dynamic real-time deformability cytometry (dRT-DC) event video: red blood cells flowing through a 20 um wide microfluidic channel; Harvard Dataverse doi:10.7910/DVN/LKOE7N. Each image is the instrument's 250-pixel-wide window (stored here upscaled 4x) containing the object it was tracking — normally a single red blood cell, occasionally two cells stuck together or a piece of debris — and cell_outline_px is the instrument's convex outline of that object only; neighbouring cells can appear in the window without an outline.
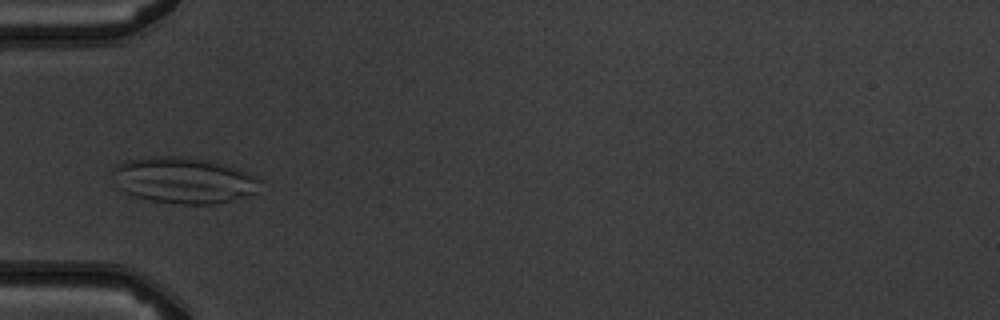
{"species": "common noctule bat (a hibernating species)", "species_latin": "Nyctalus noctula", "temperature_condition": "warm", "stored_images_in_passage": 7, "camera_frame_rate_fps": 3000, "um_per_image_px": 0.085, "animal": {"sex": "male", "body_mass_g": 19.5, "forearm_length_mm": 54.6}, "frame": {"image": 1, "passage_image": 4, "time_ms": 3.667, "image_size_px": [1000, 320], "cell_outline_px": [[260, 180], [256, 192], [248, 196], [216, 204], [176, 204], [152, 200], [136, 196], [124, 192], [120, 188], [112, 172], [112, 168], [128, 160], [144, 156], [172, 156], [208, 160], [224, 164], [256, 176]], "centroid_in_image_um": [15.61, 15.33], "position_along_channel_um": 69.4, "area_um2": 39.36}}
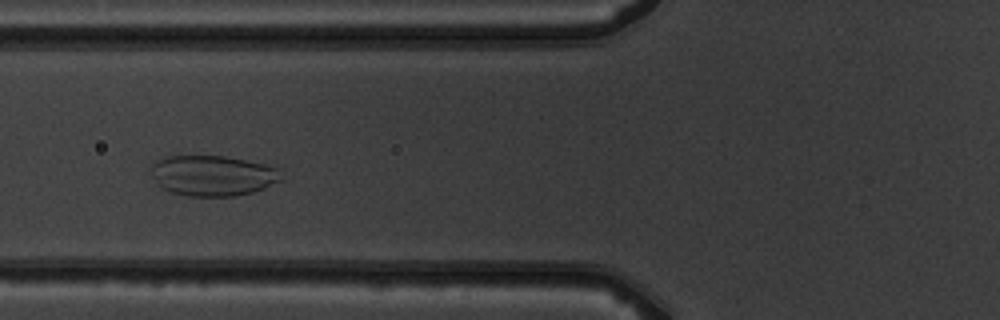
{"frame": {"image": 2, "passage_image": 5, "time_ms": 4.667, "image_size_px": [1000, 320], "cell_outline_px": [[284, 180], [264, 188], [252, 192], [236, 196], [188, 196], [172, 192], [160, 188], [152, 176], [152, 164], [156, 160], [168, 156], [224, 156], [264, 164], [276, 168]], "centroid_in_image_um": [18.07, 14.93], "position_along_channel_um": 107.7, "area_um2": 30.69}}
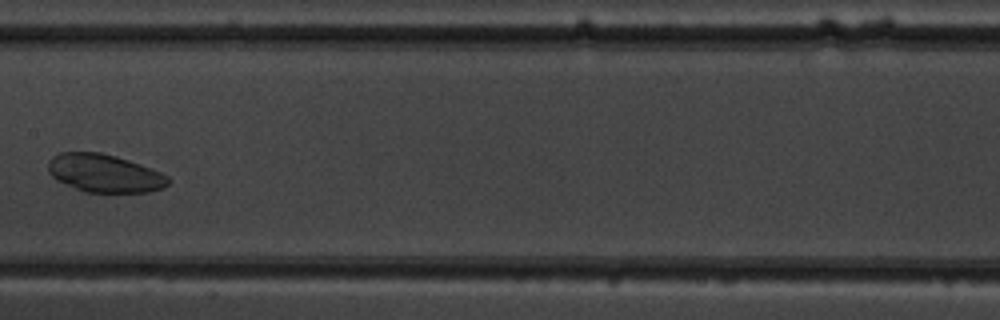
{"frame": {"image": 3, "passage_image": 7, "time_ms": 7.0, "image_size_px": [1000, 320], "cell_outline_px": [[172, 180], [164, 188], [148, 192], [84, 192], [56, 180], [48, 172], [48, 160], [52, 156], [60, 152], [100, 152], [116, 156], [128, 160], [160, 172], [168, 176]], "centroid_in_image_um": [8.87, 14.73], "position_along_channel_um": 198.5, "area_um2": 26.7}}